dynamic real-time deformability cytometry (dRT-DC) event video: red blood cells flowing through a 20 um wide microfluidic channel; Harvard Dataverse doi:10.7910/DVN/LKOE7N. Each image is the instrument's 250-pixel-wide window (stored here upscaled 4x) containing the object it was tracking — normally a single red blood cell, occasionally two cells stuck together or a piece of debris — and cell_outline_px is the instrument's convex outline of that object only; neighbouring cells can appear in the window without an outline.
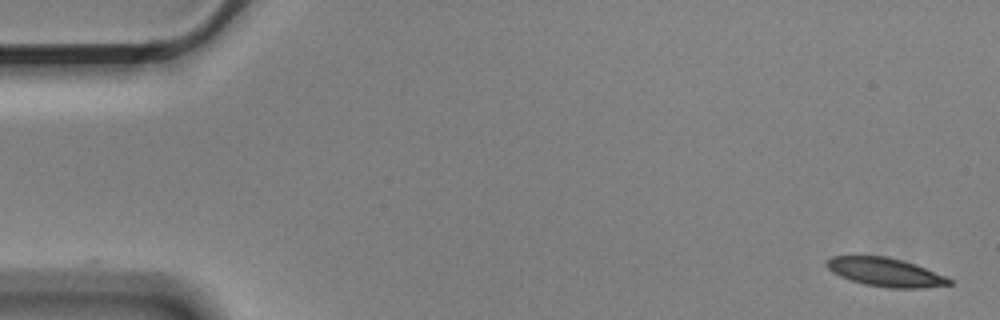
{"species": "Egyptian fruit bat (a non-hibernating species)", "species_latin": "Rousettus aegyptiacus", "temperature_condition": "cold", "stored_images_in_passage": 5, "segment_of_instrument_passage": [1, 2], "camera_frame_rate_fps": 3000, "um_per_image_px": 0.085, "animal": {"sex": "male"}, "frame": {"image": 1, "passage_image": 1, "time_ms": 0.0, "image_size_px": [1000, 320], "cell_outline_px": [[952, 284], [924, 288], [888, 288], [864, 284], [840, 276], [832, 272], [824, 264], [824, 260], [832, 256], [888, 256], [916, 264], [944, 276], [952, 280]], "centroid_in_image_um": [75.23, 23.13], "position_along_channel_um": 9.8, "area_um2": 20.46}}
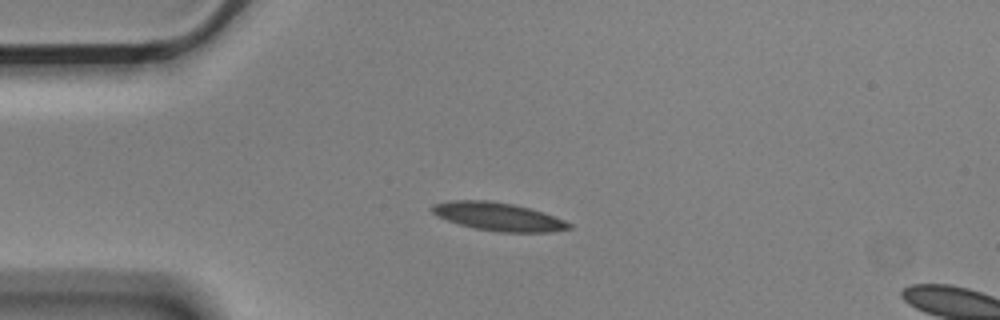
{"frame": {"image": 2, "passage_image": 4, "time_ms": 1.0, "image_size_px": [1000, 320], "cell_outline_px": [[572, 228], [552, 232], [500, 232], [476, 228], [460, 224], [436, 216], [428, 208], [432, 204], [448, 200], [488, 200], [512, 204], [528, 208], [564, 220], [572, 224]], "centroid_in_image_um": [42.3, 18.4], "position_along_channel_um": 42.7, "area_um2": 22.37}}